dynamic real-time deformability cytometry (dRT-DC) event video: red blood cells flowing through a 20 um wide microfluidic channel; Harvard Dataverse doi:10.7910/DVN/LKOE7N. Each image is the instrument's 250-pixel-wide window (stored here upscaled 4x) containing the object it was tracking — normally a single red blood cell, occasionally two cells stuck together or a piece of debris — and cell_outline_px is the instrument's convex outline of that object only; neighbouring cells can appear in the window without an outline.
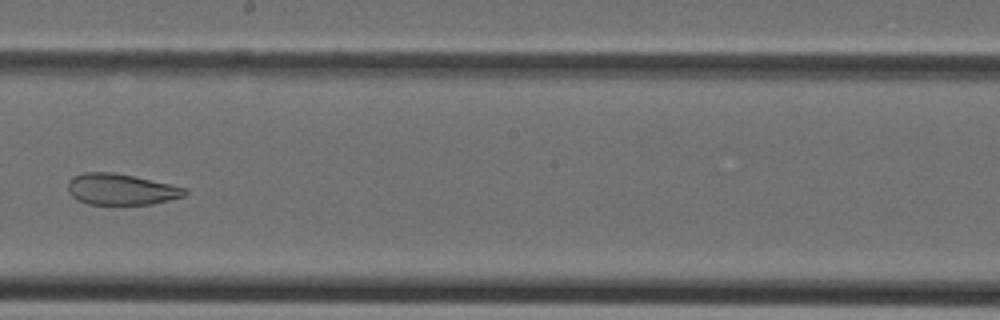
{"species": "Egyptian fruit bat (a non-hibernating species)", "species_latin": "Rousettus aegyptiacus", "temperature_condition": "cold", "stored_images_in_passage": 39, "camera_frame_rate_fps": 3000, "um_per_image_px": 0.085, "animal": {"sex": "female"}, "frame": {"image": 1, "passage_image": 22, "time_ms": 7.0, "image_size_px": [1000, 320], "cell_outline_px": [[188, 192], [184, 196], [152, 204], [88, 204], [76, 200], [68, 192], [68, 180], [72, 176], [84, 172], [116, 172], [188, 188]], "centroid_in_image_um": [10.26, 16.08], "position_along_channel_um": 237.9, "area_um2": 21.39}}
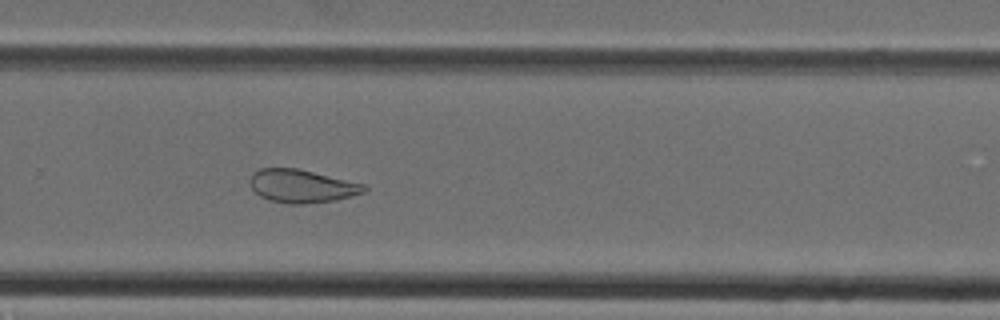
{"frame": {"image": 2, "passage_image": 26, "time_ms": 8.333, "image_size_px": [1000, 320], "cell_outline_px": [[368, 188], [364, 192], [352, 196], [336, 200], [304, 204], [288, 204], [268, 200], [260, 196], [252, 188], [252, 172], [260, 168], [296, 168], [364, 184]], "centroid_in_image_um": [25.66, 15.83], "position_along_channel_um": 304.1, "area_um2": 21.85}}
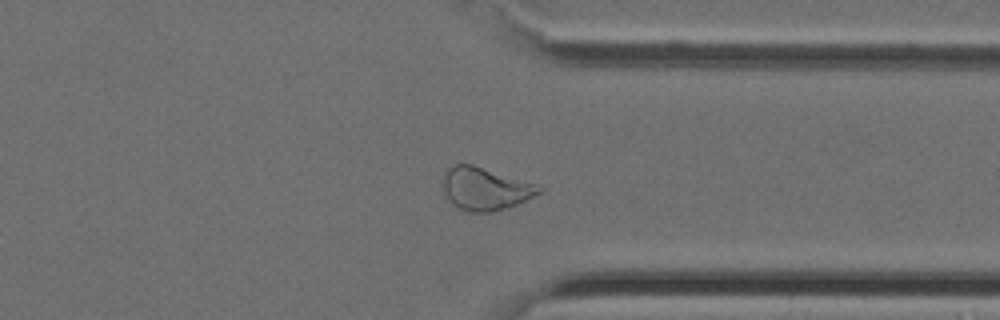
{"frame": {"image": 3, "passage_image": 30, "time_ms": 9.667, "image_size_px": [1000, 320], "cell_outline_px": [[544, 188], [540, 192], [516, 204], [492, 212], [468, 212], [456, 208], [452, 204], [444, 192], [444, 172], [452, 164], [472, 164], [540, 184]], "centroid_in_image_um": [41.24, 16.03], "position_along_channel_um": 370.2, "area_um2": 23.99}}